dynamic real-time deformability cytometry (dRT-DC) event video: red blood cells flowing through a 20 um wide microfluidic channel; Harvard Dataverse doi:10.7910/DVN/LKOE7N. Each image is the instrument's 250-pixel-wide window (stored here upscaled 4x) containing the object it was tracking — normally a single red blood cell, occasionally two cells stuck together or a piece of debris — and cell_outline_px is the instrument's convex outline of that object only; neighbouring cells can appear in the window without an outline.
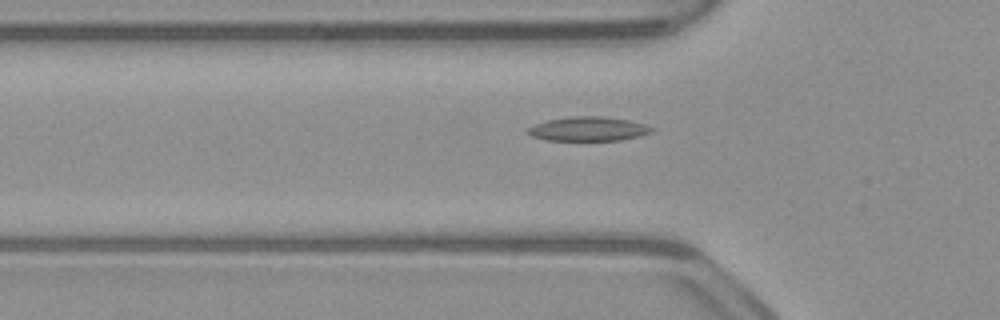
{"species": "common noctule bat (a hibernating species)", "species_latin": "Nyctalus noctula", "temperature_condition": "warm", "stored_images_in_passage": 53, "camera_frame_rate_fps": 3000, "um_per_image_px": 0.085, "animal": {"sex": "male", "body_mass_g": 23.1, "forearm_length_mm": 52.7}, "frame": {"image": 1, "passage_image": 17, "time_ms": 5.333, "image_size_px": [1000, 320], "cell_outline_px": [[652, 132], [640, 136], [620, 140], [544, 140], [532, 136], [524, 132], [528, 128], [536, 124], [548, 120], [568, 116], [604, 116], [628, 120], [644, 124], [652, 128]], "centroid_in_image_um": [49.97, 10.95], "position_along_channel_um": 75.8, "area_um2": 17.46}}
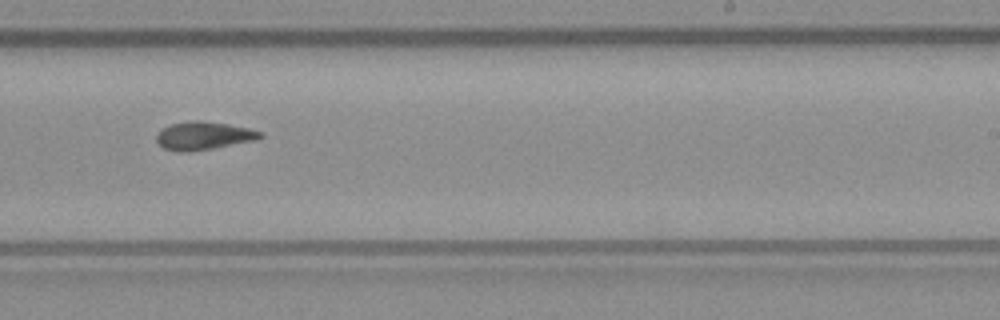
{"frame": {"image": 2, "passage_image": 32, "time_ms": 10.333, "image_size_px": [1000, 320], "cell_outline_px": [[264, 136], [256, 140], [212, 148], [188, 152], [180, 152], [164, 148], [156, 140], [156, 136], [164, 128], [172, 124], [192, 120], [200, 120], [228, 124], [248, 128], [264, 132]], "centroid_in_image_um": [17.35, 11.53], "position_along_channel_um": 271.7, "area_um2": 16.82}}
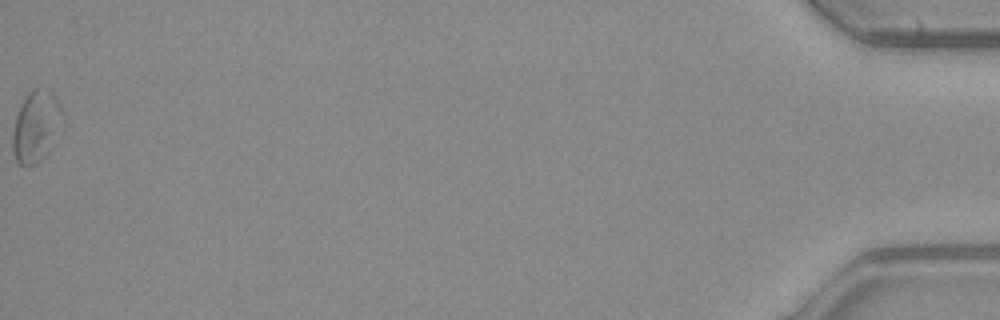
{"frame": {"image": 3, "passage_image": 53, "time_ms": 17.333, "image_size_px": [1000, 320], "cell_outline_px": [[64, 120], [48, 152], [36, 164], [28, 168], [20, 164], [16, 160], [12, 152], [12, 136], [16, 116], [20, 104], [24, 96], [32, 88], [48, 88], [52, 92], [64, 112]], "centroid_in_image_um": [3.07, 10.72], "position_along_channel_um": 432.1, "area_um2": 21.15}, "authors_computed_cell_mechanics": {"area_um2": 16.9354, "velocity_mm_per_s": 3.8947, "shape_relaxation_time_tau1_ms": 11.1148, "shape_relaxation_time_tau2_ms": null, "deformation_change_tau1": 0.2001, "deformation_change_tau2": null}}